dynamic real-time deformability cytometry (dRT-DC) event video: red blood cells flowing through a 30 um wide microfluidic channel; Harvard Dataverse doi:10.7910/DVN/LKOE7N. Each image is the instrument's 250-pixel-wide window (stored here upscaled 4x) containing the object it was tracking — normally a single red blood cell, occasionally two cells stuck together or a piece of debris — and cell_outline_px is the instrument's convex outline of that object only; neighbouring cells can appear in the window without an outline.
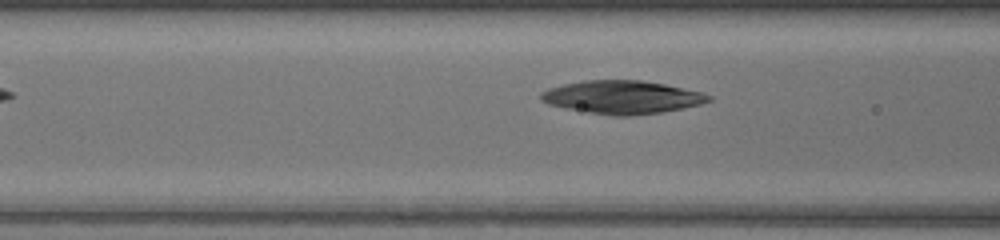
{"species": "common noctule bat (a hibernating species)", "species_latin": "Nyctalus noctula", "temperature_condition": "warm", "stored_images_in_passage": 8, "camera_frame_rate_fps": 3000, "um_per_image_px": 0.085, "animal": {"sex": "female", "body_mass_g": 17.0, "forearm_length_mm": 48.0}, "frame": {"image": 1, "passage_image": 6, "time_ms": 1.667, "image_size_px": [1000, 240], "cell_outline_px": [[704, 100], [692, 104], [672, 108], [648, 112], [604, 112], [560, 104], [548, 100], [544, 96], [560, 88], [576, 84], [612, 80], [620, 80], [656, 84], [676, 88], [688, 92]], "centroid_in_image_um": [52.88, 8.22], "position_along_channel_um": 113.7, "area_um2": 25.66}}